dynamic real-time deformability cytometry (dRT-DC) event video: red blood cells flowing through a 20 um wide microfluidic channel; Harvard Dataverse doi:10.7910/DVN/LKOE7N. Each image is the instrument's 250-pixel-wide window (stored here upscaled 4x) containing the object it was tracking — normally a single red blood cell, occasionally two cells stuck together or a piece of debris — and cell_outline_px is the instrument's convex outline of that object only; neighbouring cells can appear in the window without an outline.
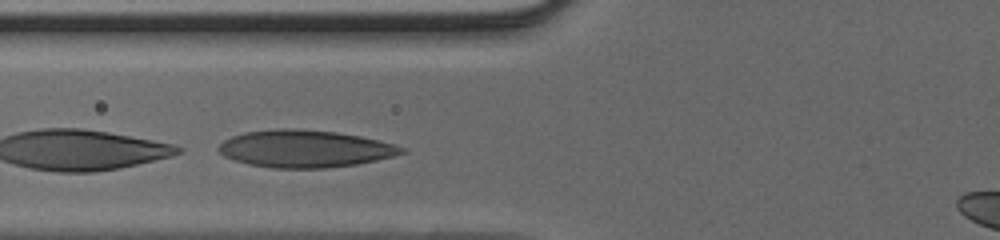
{"species": "human", "species_latin": "Homo sapiens", "temperature_condition": "cold", "stored_images_in_passage": 34, "camera_frame_rate_fps": 3000, "um_per_image_px": 0.085, "donor": {"sex": "male"}, "frame": {"image": 1, "passage_image": 9, "time_ms": 2.667, "image_size_px": [1000, 240], "cell_outline_px": [[408, 152], [376, 160], [356, 164], [324, 168], [272, 168], [248, 164], [224, 156], [216, 148], [224, 140], [232, 136], [244, 132], [276, 128], [300, 128], [336, 132], [360, 136], [392, 144], [404, 148]], "centroid_in_image_um": [25.88, 12.63], "position_along_channel_um": 99.9, "area_um2": 39.71}}
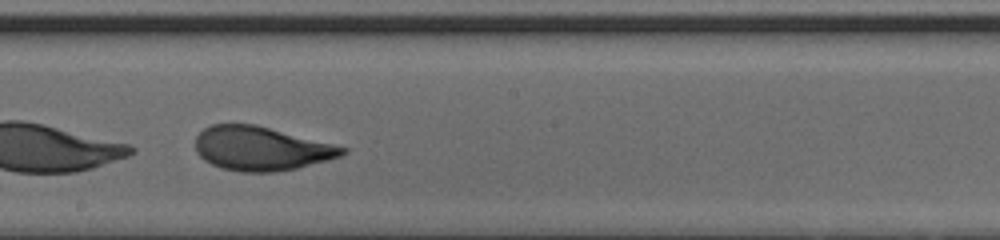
{"frame": {"image": 2, "passage_image": 19, "time_ms": 6.0, "image_size_px": [1000, 240], "cell_outline_px": [[348, 152], [340, 156], [328, 160], [296, 168], [276, 172], [240, 172], [220, 168], [204, 160], [196, 152], [196, 136], [204, 128], [212, 124], [256, 124], [348, 148]], "centroid_in_image_um": [22.18, 12.63], "position_along_channel_um": 226.0, "area_um2": 37.63}}
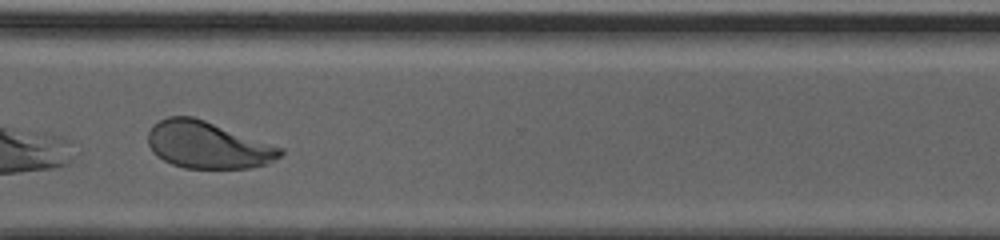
{"frame": {"image": 3, "passage_image": 29, "time_ms": 9.333, "image_size_px": [1000, 240], "cell_outline_px": [[284, 152], [280, 156], [268, 164], [248, 168], [184, 168], [172, 164], [164, 160], [152, 152], [148, 144], [148, 132], [152, 124], [168, 116], [192, 116], [204, 120], [284, 148]], "centroid_in_image_um": [17.65, 12.32], "position_along_channel_um": 353.0, "area_um2": 36.18}}